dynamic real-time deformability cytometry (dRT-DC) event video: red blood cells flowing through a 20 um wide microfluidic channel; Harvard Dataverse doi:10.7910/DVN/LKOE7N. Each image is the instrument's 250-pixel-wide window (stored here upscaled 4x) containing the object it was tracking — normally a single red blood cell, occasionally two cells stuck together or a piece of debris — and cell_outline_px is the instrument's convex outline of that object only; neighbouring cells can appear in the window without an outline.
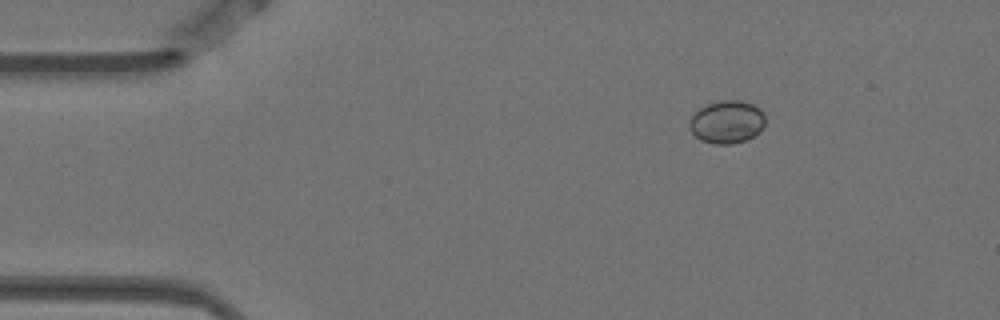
{"species": "Egyptian fruit bat (a non-hibernating species)", "species_latin": "Rousettus aegyptiacus", "temperature_condition": "warm", "stored_images_in_passage": 5, "camera_frame_rate_fps": 3000, "um_per_image_px": 0.085, "animal": {"sex": "female"}, "frame": {"image": 1, "passage_image": 1, "time_ms": 0.0, "image_size_px": [1000, 320], "cell_outline_px": [[764, 128], [760, 132], [744, 140], [732, 144], [716, 144], [700, 140], [692, 132], [688, 124], [688, 120], [692, 112], [708, 104], [720, 100], [740, 100], [752, 104], [760, 108], [764, 112]], "centroid_in_image_um": [61.77, 10.35], "position_along_channel_um": 23.2, "area_um2": 19.13}}
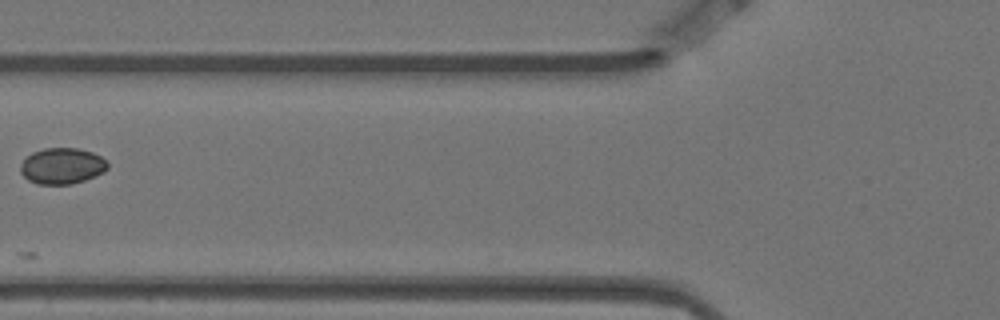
{"frame": {"image": 2, "passage_image": 5, "time_ms": 1.333, "image_size_px": [1000, 320], "cell_outline_px": [[108, 168], [104, 172], [84, 180], [72, 184], [36, 184], [28, 180], [20, 172], [20, 164], [32, 152], [44, 148], [76, 148], [92, 152], [108, 160]], "centroid_in_image_um": [5.28, 14.1], "position_along_channel_um": 120.5, "area_um2": 18.38}}